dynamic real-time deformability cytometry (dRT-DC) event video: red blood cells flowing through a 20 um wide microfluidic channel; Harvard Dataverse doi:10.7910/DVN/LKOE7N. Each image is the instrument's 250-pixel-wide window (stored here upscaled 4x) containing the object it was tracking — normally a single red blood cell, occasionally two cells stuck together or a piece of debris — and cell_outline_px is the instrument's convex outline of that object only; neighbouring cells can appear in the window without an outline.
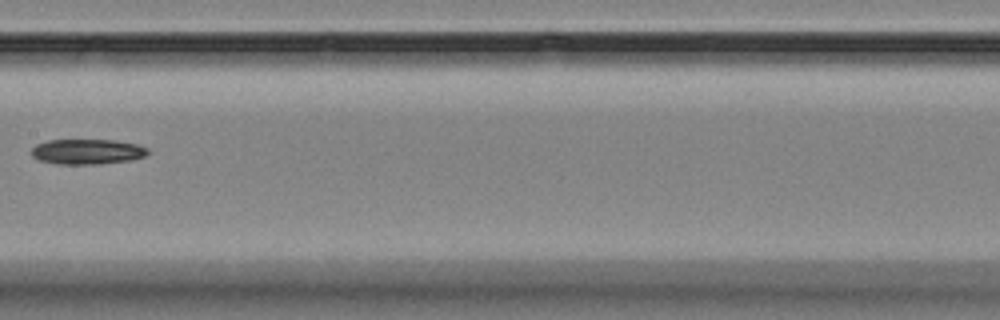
{"species": "Egyptian fruit bat (a non-hibernating species)", "species_latin": "Rousettus aegyptiacus", "temperature_condition": "room temperature", "stored_images_in_passage": 10, "segment_of_instrument_passage": [1, 2], "camera_frame_rate_fps": 3000, "um_per_image_px": 0.085, "animal": {"sex": "female"}, "frame": {"image": 1, "passage_image": 9, "time_ms": 11.0, "image_size_px": [1000, 320], "cell_outline_px": [[148, 152], [144, 156], [128, 160], [100, 164], [56, 164], [40, 160], [32, 156], [32, 148], [36, 144], [48, 140], [116, 140], [136, 144], [148, 148]], "centroid_in_image_um": [7.39, 12.89], "position_along_channel_um": 200.0, "area_um2": 16.99}}